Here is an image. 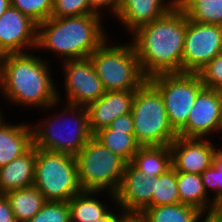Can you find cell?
Returning a JSON list of instances; mask_svg holds the SVG:
<instances>
[{"mask_svg": "<svg viewBox=\"0 0 222 222\" xmlns=\"http://www.w3.org/2000/svg\"><path fill=\"white\" fill-rule=\"evenodd\" d=\"M187 17L176 4L163 17L133 32L130 41L135 48L143 75L150 77L182 72V57Z\"/></svg>", "mask_w": 222, "mask_h": 222, "instance_id": "1", "label": "cell"}, {"mask_svg": "<svg viewBox=\"0 0 222 222\" xmlns=\"http://www.w3.org/2000/svg\"><path fill=\"white\" fill-rule=\"evenodd\" d=\"M5 54L0 58V94L19 107L43 111L58 101L51 63L39 54Z\"/></svg>", "mask_w": 222, "mask_h": 222, "instance_id": "2", "label": "cell"}, {"mask_svg": "<svg viewBox=\"0 0 222 222\" xmlns=\"http://www.w3.org/2000/svg\"><path fill=\"white\" fill-rule=\"evenodd\" d=\"M104 20L105 17L98 14L50 17L37 25L35 52H51L59 57V62L89 58L111 37L107 35Z\"/></svg>", "mask_w": 222, "mask_h": 222, "instance_id": "3", "label": "cell"}, {"mask_svg": "<svg viewBox=\"0 0 222 222\" xmlns=\"http://www.w3.org/2000/svg\"><path fill=\"white\" fill-rule=\"evenodd\" d=\"M62 103L56 101L46 108V111L50 109L53 113L52 116L47 114L44 121L40 118V122L36 120V125L31 121L33 146L76 156L93 137L89 128L88 111L86 107ZM58 105L60 111L56 112Z\"/></svg>", "mask_w": 222, "mask_h": 222, "instance_id": "4", "label": "cell"}, {"mask_svg": "<svg viewBox=\"0 0 222 222\" xmlns=\"http://www.w3.org/2000/svg\"><path fill=\"white\" fill-rule=\"evenodd\" d=\"M110 38L89 56L97 76L105 91L137 90L147 78L143 75L133 43L129 39V42L115 44L112 43L114 38Z\"/></svg>", "mask_w": 222, "mask_h": 222, "instance_id": "5", "label": "cell"}, {"mask_svg": "<svg viewBox=\"0 0 222 222\" xmlns=\"http://www.w3.org/2000/svg\"><path fill=\"white\" fill-rule=\"evenodd\" d=\"M131 114L134 136L141 146L170 145L177 137L160 92L148 80L135 90Z\"/></svg>", "mask_w": 222, "mask_h": 222, "instance_id": "6", "label": "cell"}, {"mask_svg": "<svg viewBox=\"0 0 222 222\" xmlns=\"http://www.w3.org/2000/svg\"><path fill=\"white\" fill-rule=\"evenodd\" d=\"M33 186L46 201L68 202L82 191L75 156L36 148Z\"/></svg>", "mask_w": 222, "mask_h": 222, "instance_id": "7", "label": "cell"}, {"mask_svg": "<svg viewBox=\"0 0 222 222\" xmlns=\"http://www.w3.org/2000/svg\"><path fill=\"white\" fill-rule=\"evenodd\" d=\"M82 190L116 194L126 161L92 137L75 156Z\"/></svg>", "mask_w": 222, "mask_h": 222, "instance_id": "8", "label": "cell"}, {"mask_svg": "<svg viewBox=\"0 0 222 222\" xmlns=\"http://www.w3.org/2000/svg\"><path fill=\"white\" fill-rule=\"evenodd\" d=\"M161 94L173 130L178 133L187 123L198 93L204 88L197 73L159 74L147 79Z\"/></svg>", "mask_w": 222, "mask_h": 222, "instance_id": "9", "label": "cell"}, {"mask_svg": "<svg viewBox=\"0 0 222 222\" xmlns=\"http://www.w3.org/2000/svg\"><path fill=\"white\" fill-rule=\"evenodd\" d=\"M64 96L58 90V101L87 107L101 98L105 89L90 58L61 62ZM64 97V98H62ZM61 98L63 100H61Z\"/></svg>", "mask_w": 222, "mask_h": 222, "instance_id": "10", "label": "cell"}, {"mask_svg": "<svg viewBox=\"0 0 222 222\" xmlns=\"http://www.w3.org/2000/svg\"><path fill=\"white\" fill-rule=\"evenodd\" d=\"M221 51V25L198 23L187 18L182 72L198 73Z\"/></svg>", "mask_w": 222, "mask_h": 222, "instance_id": "11", "label": "cell"}, {"mask_svg": "<svg viewBox=\"0 0 222 222\" xmlns=\"http://www.w3.org/2000/svg\"><path fill=\"white\" fill-rule=\"evenodd\" d=\"M222 128V90L203 88L197 95L186 125L177 133L184 138L211 139ZM212 135V136H211Z\"/></svg>", "mask_w": 222, "mask_h": 222, "instance_id": "12", "label": "cell"}, {"mask_svg": "<svg viewBox=\"0 0 222 222\" xmlns=\"http://www.w3.org/2000/svg\"><path fill=\"white\" fill-rule=\"evenodd\" d=\"M37 24L10 6L0 16V55L35 52Z\"/></svg>", "mask_w": 222, "mask_h": 222, "instance_id": "13", "label": "cell"}, {"mask_svg": "<svg viewBox=\"0 0 222 222\" xmlns=\"http://www.w3.org/2000/svg\"><path fill=\"white\" fill-rule=\"evenodd\" d=\"M214 139L184 138L177 136L170 144L171 164L176 172L202 174L213 164L217 154ZM217 145V146H216Z\"/></svg>", "mask_w": 222, "mask_h": 222, "instance_id": "14", "label": "cell"}, {"mask_svg": "<svg viewBox=\"0 0 222 222\" xmlns=\"http://www.w3.org/2000/svg\"><path fill=\"white\" fill-rule=\"evenodd\" d=\"M153 177L149 178L131 162L126 163L116 204L122 211L143 212L152 207Z\"/></svg>", "mask_w": 222, "mask_h": 222, "instance_id": "15", "label": "cell"}, {"mask_svg": "<svg viewBox=\"0 0 222 222\" xmlns=\"http://www.w3.org/2000/svg\"><path fill=\"white\" fill-rule=\"evenodd\" d=\"M176 2L177 0H119L114 20L131 35L141 26L163 17Z\"/></svg>", "mask_w": 222, "mask_h": 222, "instance_id": "16", "label": "cell"}, {"mask_svg": "<svg viewBox=\"0 0 222 222\" xmlns=\"http://www.w3.org/2000/svg\"><path fill=\"white\" fill-rule=\"evenodd\" d=\"M135 90L105 91L97 101L89 104V128L92 134L108 127L117 117L128 114L132 110Z\"/></svg>", "mask_w": 222, "mask_h": 222, "instance_id": "17", "label": "cell"}, {"mask_svg": "<svg viewBox=\"0 0 222 222\" xmlns=\"http://www.w3.org/2000/svg\"><path fill=\"white\" fill-rule=\"evenodd\" d=\"M4 118L7 117H0V167L22 156L33 146L29 122L14 124Z\"/></svg>", "mask_w": 222, "mask_h": 222, "instance_id": "18", "label": "cell"}, {"mask_svg": "<svg viewBox=\"0 0 222 222\" xmlns=\"http://www.w3.org/2000/svg\"><path fill=\"white\" fill-rule=\"evenodd\" d=\"M104 194V195H103ZM116 204V194L106 191L82 190L69 201L70 222H94L102 218ZM109 199V201H108ZM110 206V207H109Z\"/></svg>", "mask_w": 222, "mask_h": 222, "instance_id": "19", "label": "cell"}, {"mask_svg": "<svg viewBox=\"0 0 222 222\" xmlns=\"http://www.w3.org/2000/svg\"><path fill=\"white\" fill-rule=\"evenodd\" d=\"M36 147L0 167V194L33 186L35 177Z\"/></svg>", "mask_w": 222, "mask_h": 222, "instance_id": "20", "label": "cell"}, {"mask_svg": "<svg viewBox=\"0 0 222 222\" xmlns=\"http://www.w3.org/2000/svg\"><path fill=\"white\" fill-rule=\"evenodd\" d=\"M180 203L198 208L205 215L216 205L207 195L200 174L177 172Z\"/></svg>", "mask_w": 222, "mask_h": 222, "instance_id": "21", "label": "cell"}, {"mask_svg": "<svg viewBox=\"0 0 222 222\" xmlns=\"http://www.w3.org/2000/svg\"><path fill=\"white\" fill-rule=\"evenodd\" d=\"M131 163L147 177H158L172 167L170 145L141 146Z\"/></svg>", "mask_w": 222, "mask_h": 222, "instance_id": "22", "label": "cell"}, {"mask_svg": "<svg viewBox=\"0 0 222 222\" xmlns=\"http://www.w3.org/2000/svg\"><path fill=\"white\" fill-rule=\"evenodd\" d=\"M93 137L127 163L141 147L135 139L134 130L111 129L108 126L95 132Z\"/></svg>", "mask_w": 222, "mask_h": 222, "instance_id": "23", "label": "cell"}, {"mask_svg": "<svg viewBox=\"0 0 222 222\" xmlns=\"http://www.w3.org/2000/svg\"><path fill=\"white\" fill-rule=\"evenodd\" d=\"M17 222H28L47 202L35 187L22 188L5 193Z\"/></svg>", "mask_w": 222, "mask_h": 222, "instance_id": "24", "label": "cell"}, {"mask_svg": "<svg viewBox=\"0 0 222 222\" xmlns=\"http://www.w3.org/2000/svg\"><path fill=\"white\" fill-rule=\"evenodd\" d=\"M143 213L149 222H205V214L187 204L152 206Z\"/></svg>", "mask_w": 222, "mask_h": 222, "instance_id": "25", "label": "cell"}, {"mask_svg": "<svg viewBox=\"0 0 222 222\" xmlns=\"http://www.w3.org/2000/svg\"><path fill=\"white\" fill-rule=\"evenodd\" d=\"M176 4L189 20L222 26V0H177Z\"/></svg>", "mask_w": 222, "mask_h": 222, "instance_id": "26", "label": "cell"}, {"mask_svg": "<svg viewBox=\"0 0 222 222\" xmlns=\"http://www.w3.org/2000/svg\"><path fill=\"white\" fill-rule=\"evenodd\" d=\"M152 206L179 204L177 172L171 167L158 177H153Z\"/></svg>", "mask_w": 222, "mask_h": 222, "instance_id": "27", "label": "cell"}, {"mask_svg": "<svg viewBox=\"0 0 222 222\" xmlns=\"http://www.w3.org/2000/svg\"><path fill=\"white\" fill-rule=\"evenodd\" d=\"M213 164L202 174V182L207 195L215 202H222V145H218Z\"/></svg>", "mask_w": 222, "mask_h": 222, "instance_id": "28", "label": "cell"}, {"mask_svg": "<svg viewBox=\"0 0 222 222\" xmlns=\"http://www.w3.org/2000/svg\"><path fill=\"white\" fill-rule=\"evenodd\" d=\"M11 6L28 16L37 25L51 17L53 0H10Z\"/></svg>", "mask_w": 222, "mask_h": 222, "instance_id": "29", "label": "cell"}, {"mask_svg": "<svg viewBox=\"0 0 222 222\" xmlns=\"http://www.w3.org/2000/svg\"><path fill=\"white\" fill-rule=\"evenodd\" d=\"M28 222H70L69 203L65 201H47Z\"/></svg>", "mask_w": 222, "mask_h": 222, "instance_id": "30", "label": "cell"}, {"mask_svg": "<svg viewBox=\"0 0 222 222\" xmlns=\"http://www.w3.org/2000/svg\"><path fill=\"white\" fill-rule=\"evenodd\" d=\"M96 14L88 0H53L51 17L64 18Z\"/></svg>", "mask_w": 222, "mask_h": 222, "instance_id": "31", "label": "cell"}, {"mask_svg": "<svg viewBox=\"0 0 222 222\" xmlns=\"http://www.w3.org/2000/svg\"><path fill=\"white\" fill-rule=\"evenodd\" d=\"M197 74L205 88L222 90V51Z\"/></svg>", "mask_w": 222, "mask_h": 222, "instance_id": "32", "label": "cell"}, {"mask_svg": "<svg viewBox=\"0 0 222 222\" xmlns=\"http://www.w3.org/2000/svg\"><path fill=\"white\" fill-rule=\"evenodd\" d=\"M90 8L98 15L107 16L108 13L111 18H115L119 8V0H88ZM111 13V14H110Z\"/></svg>", "mask_w": 222, "mask_h": 222, "instance_id": "33", "label": "cell"}, {"mask_svg": "<svg viewBox=\"0 0 222 222\" xmlns=\"http://www.w3.org/2000/svg\"><path fill=\"white\" fill-rule=\"evenodd\" d=\"M0 222H17L5 194H0Z\"/></svg>", "mask_w": 222, "mask_h": 222, "instance_id": "34", "label": "cell"}, {"mask_svg": "<svg viewBox=\"0 0 222 222\" xmlns=\"http://www.w3.org/2000/svg\"><path fill=\"white\" fill-rule=\"evenodd\" d=\"M111 129L134 130L133 117L131 112L117 117L109 125Z\"/></svg>", "mask_w": 222, "mask_h": 222, "instance_id": "35", "label": "cell"}, {"mask_svg": "<svg viewBox=\"0 0 222 222\" xmlns=\"http://www.w3.org/2000/svg\"><path fill=\"white\" fill-rule=\"evenodd\" d=\"M117 222H149L143 212L121 211L117 217Z\"/></svg>", "mask_w": 222, "mask_h": 222, "instance_id": "36", "label": "cell"}, {"mask_svg": "<svg viewBox=\"0 0 222 222\" xmlns=\"http://www.w3.org/2000/svg\"><path fill=\"white\" fill-rule=\"evenodd\" d=\"M206 222H222V202L216 205L205 215Z\"/></svg>", "mask_w": 222, "mask_h": 222, "instance_id": "37", "label": "cell"}, {"mask_svg": "<svg viewBox=\"0 0 222 222\" xmlns=\"http://www.w3.org/2000/svg\"><path fill=\"white\" fill-rule=\"evenodd\" d=\"M117 207V204L112 205V208L102 218L97 219L94 222H117V217L122 211L121 208Z\"/></svg>", "mask_w": 222, "mask_h": 222, "instance_id": "38", "label": "cell"}, {"mask_svg": "<svg viewBox=\"0 0 222 222\" xmlns=\"http://www.w3.org/2000/svg\"><path fill=\"white\" fill-rule=\"evenodd\" d=\"M11 6L10 0H0V16Z\"/></svg>", "mask_w": 222, "mask_h": 222, "instance_id": "39", "label": "cell"}, {"mask_svg": "<svg viewBox=\"0 0 222 222\" xmlns=\"http://www.w3.org/2000/svg\"><path fill=\"white\" fill-rule=\"evenodd\" d=\"M4 115V112L0 109V117Z\"/></svg>", "mask_w": 222, "mask_h": 222, "instance_id": "40", "label": "cell"}]
</instances>
